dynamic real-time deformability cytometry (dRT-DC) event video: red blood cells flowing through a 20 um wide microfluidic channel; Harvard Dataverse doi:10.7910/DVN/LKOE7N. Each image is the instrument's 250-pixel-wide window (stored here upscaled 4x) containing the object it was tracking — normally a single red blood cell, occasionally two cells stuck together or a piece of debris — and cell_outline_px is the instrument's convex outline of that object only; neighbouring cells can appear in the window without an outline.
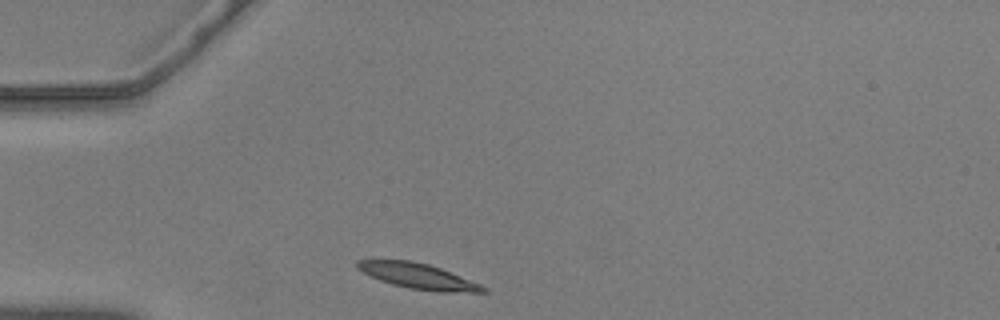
{"species": "common noctule bat (a hibernating species)", "species_latin": "Nyctalus noctula", "temperature_condition": "warm", "stored_images_in_passage": 33, "camera_frame_rate_fps": 3000, "um_per_image_px": 0.085, "animal": {"sex": "male", "body_mass_g": 20.5, "forearm_length_mm": 52.5}, "frame": {"image": 1, "passage_image": 1, "time_ms": 0.0, "image_size_px": [1000, 320], "cell_outline_px": [[488, 292], [436, 292], [408, 288], [392, 284], [380, 280], [356, 268], [356, 260], [412, 260], [428, 264], [440, 268], [480, 284], [488, 288]], "centroid_in_image_um": [35.55, 23.48], "position_along_channel_um": 49.4, "area_um2": 18.55}}
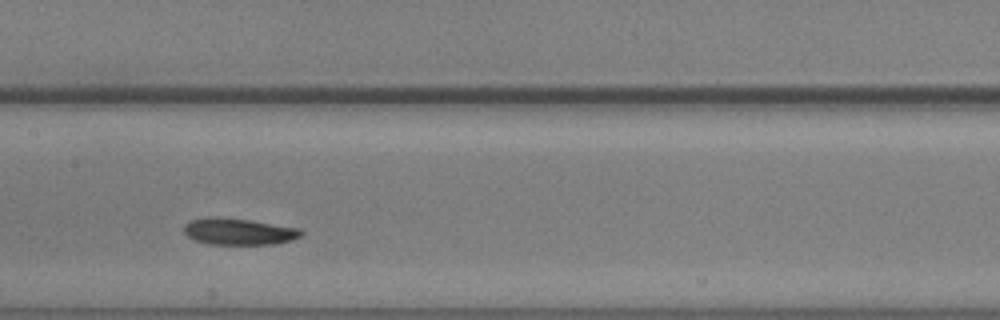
{"frame": {"image": 2, "passage_image": 14, "time_ms": 4.333, "image_size_px": [1000, 320], "cell_outline_px": [[304, 232], [300, 236], [292, 240], [272, 244], [208, 244], [196, 240], [188, 236], [184, 232], [184, 224], [192, 220], [248, 220], [300, 228]], "centroid_in_image_um": [20.38, 19.73], "position_along_channel_um": 187.0, "area_um2": 17.17}}
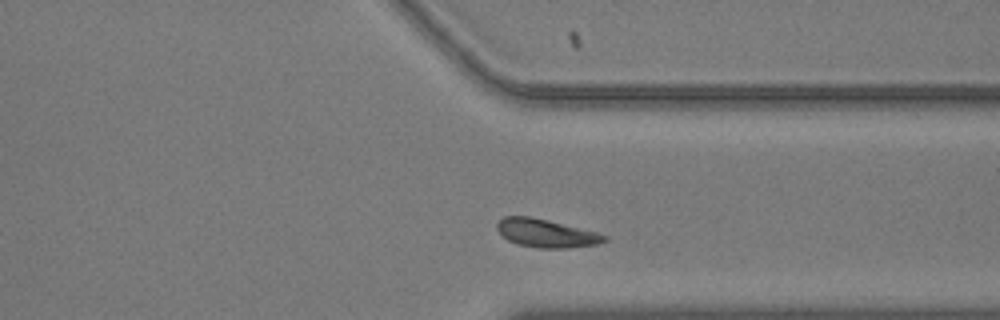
{"frame": {"image": 3, "passage_image": 29, "time_ms": 9.333, "image_size_px": [1000, 320], "cell_outline_px": [[608, 240], [596, 244], [564, 248], [540, 248], [516, 244], [508, 240], [496, 228], [496, 224], [504, 216], [528, 216], [596, 232], [608, 236]], "centroid_in_image_um": [46.4, 19.83], "position_along_channel_um": 365.0, "area_um2": 17.28}, "authors_computed_cell_mechanics": {"area_um2": 17.5712, "velocity_mm_per_s": 3.564, "shape_relaxation_time_tau1_ms": 5.4917, "shape_relaxation_time_tau2_ms": 3.7287, "deformation_change_tau1": 0.1145, "deformation_change_tau2": 0.0984}}